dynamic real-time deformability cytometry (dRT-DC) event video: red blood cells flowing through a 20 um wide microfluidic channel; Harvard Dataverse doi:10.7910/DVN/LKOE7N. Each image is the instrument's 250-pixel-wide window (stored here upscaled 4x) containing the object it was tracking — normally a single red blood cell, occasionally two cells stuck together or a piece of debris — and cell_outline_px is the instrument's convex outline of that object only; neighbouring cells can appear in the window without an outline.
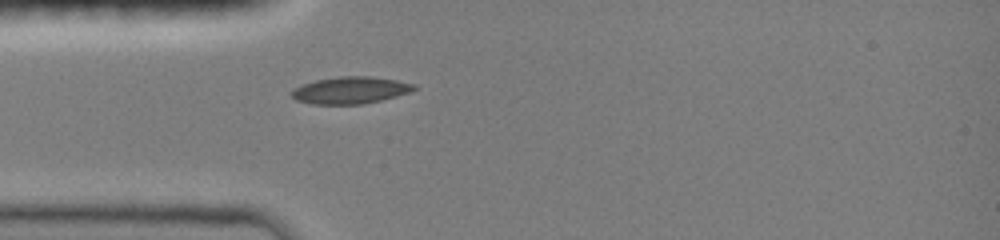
{"species": "common noctule bat (a hibernating species)", "species_latin": "Nyctalus noctula", "temperature_condition": "room temperature", "stored_images_in_passage": 35, "camera_frame_rate_fps": 3000, "um_per_image_px": 0.085, "animal": {"sex": "female", "body_mass_g": 19.0, "forearm_length_mm": 51.5}, "frame": {"image": 1, "passage_image": 1, "time_ms": 0.0, "image_size_px": [1000, 240], "cell_outline_px": [[416, 88], [408, 92], [396, 96], [364, 104], [312, 104], [296, 100], [292, 96], [292, 88], [316, 80], [340, 76], [372, 76], [396, 80], [416, 84]], "centroid_in_image_um": [29.78, 7.66], "position_along_channel_um": 55.2, "area_um2": 19.13}}
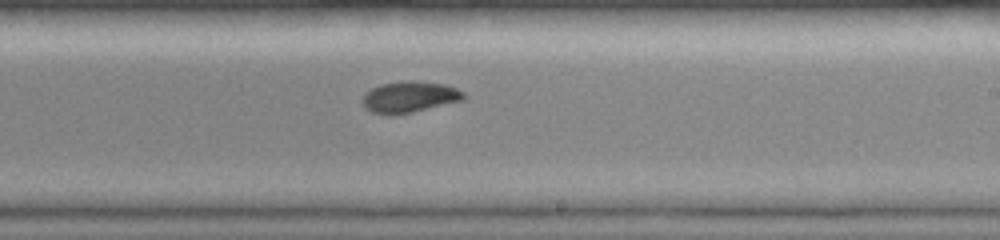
{"frame": {"image": 2, "passage_image": 16, "time_ms": 5.0, "image_size_px": [1000, 240], "cell_outline_px": [[464, 100], [412, 112], [372, 112], [364, 108], [364, 96], [372, 88], [380, 84], [404, 80], [416, 80], [444, 84], [456, 88], [464, 92]], "centroid_in_image_um": [34.87, 8.19], "position_along_channel_um": 254.1, "area_um2": 17.86}}
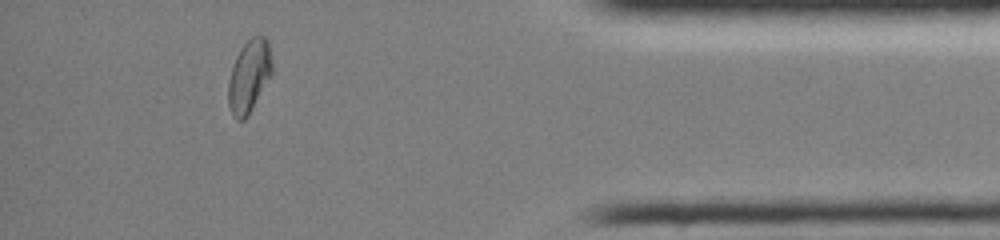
{"frame": {"image": 3, "passage_image": 30, "time_ms": 9.667, "image_size_px": [1000, 240], "cell_outline_px": [[272, 72], [248, 116], [244, 120], [236, 120], [232, 116], [228, 104], [228, 80], [236, 56], [240, 48], [252, 36], [264, 36], [268, 40], [272, 64]], "centroid_in_image_um": [21.15, 6.48], "position_along_channel_um": 414.0, "area_um2": 18.44}, "authors_computed_cell_mechanics": {"area_um2": 18.4382, "velocity_mm_per_s": 4.0287, "shape_relaxation_time_tau1_ms": 6.9138, "shape_relaxation_time_tau2_ms": 1.5662, "deformation_change_tau1": 0.2143, "deformation_change_tau2": 0.042}}